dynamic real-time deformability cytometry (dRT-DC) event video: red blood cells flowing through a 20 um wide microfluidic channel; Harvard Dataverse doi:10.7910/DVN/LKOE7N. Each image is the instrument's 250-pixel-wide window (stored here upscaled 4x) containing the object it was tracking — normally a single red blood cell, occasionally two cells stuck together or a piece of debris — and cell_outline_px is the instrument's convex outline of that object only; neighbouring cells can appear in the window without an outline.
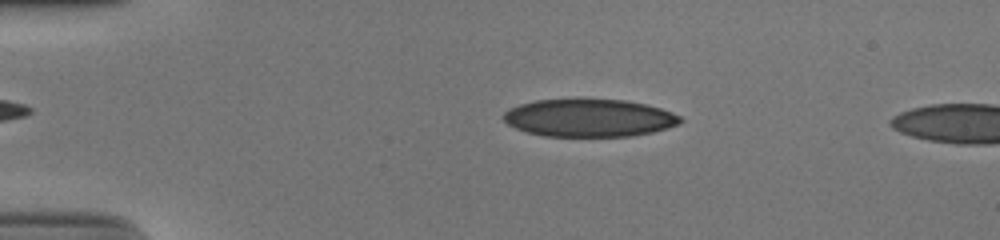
{"species": "human", "species_latin": "Homo sapiens", "temperature_condition": "cold", "stored_images_in_passage": 14, "camera_frame_rate_fps": 3000, "um_per_image_px": 0.085, "donor": {"sex": "male"}, "frame": {"image": 1, "passage_image": 10, "time_ms": 3.0, "image_size_px": [1000, 240], "cell_outline_px": [[684, 120], [680, 124], [668, 128], [652, 132], [632, 136], [544, 136], [528, 132], [516, 128], [508, 124], [504, 120], [504, 112], [508, 108], [520, 104], [536, 100], [580, 96], [624, 100], [648, 104], [672, 112], [680, 116]], "centroid_in_image_um": [50.09, 9.98], "position_along_channel_um": 34.9, "area_um2": 40.0}}